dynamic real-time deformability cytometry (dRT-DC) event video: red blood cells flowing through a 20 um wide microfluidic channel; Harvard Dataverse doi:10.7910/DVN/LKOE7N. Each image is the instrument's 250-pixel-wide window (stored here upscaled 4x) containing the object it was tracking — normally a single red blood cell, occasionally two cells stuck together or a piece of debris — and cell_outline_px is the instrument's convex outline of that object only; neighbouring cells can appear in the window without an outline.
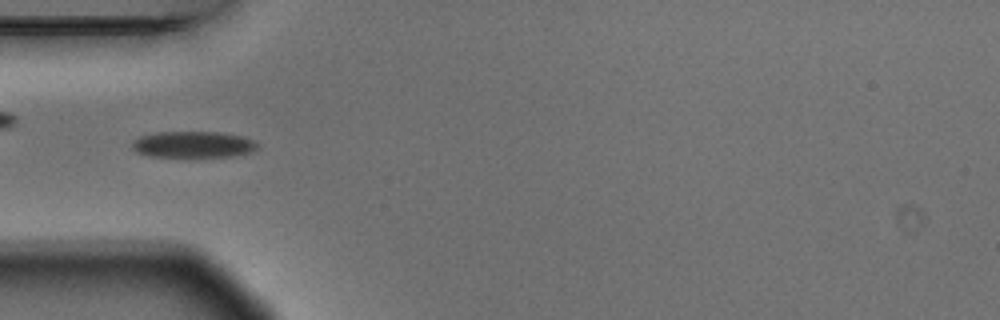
{"species": "Egyptian fruit bat (a non-hibernating species)", "species_latin": "Rousettus aegyptiacus", "temperature_condition": "warm", "stored_images_in_passage": 5, "camera_frame_rate_fps": 3000, "um_per_image_px": 0.085, "animal": {"sex": "male"}, "frame": {"image": 1, "passage_image": 3, "time_ms": 0.667, "image_size_px": [1000, 320], "cell_outline_px": [[260, 144], [252, 152], [232, 156], [148, 156], [136, 152], [132, 148], [132, 140], [140, 136], [156, 132], [220, 132], [244, 136]], "centroid_in_image_um": [16.41, 12.27], "position_along_channel_um": 68.6, "area_um2": 19.25}}
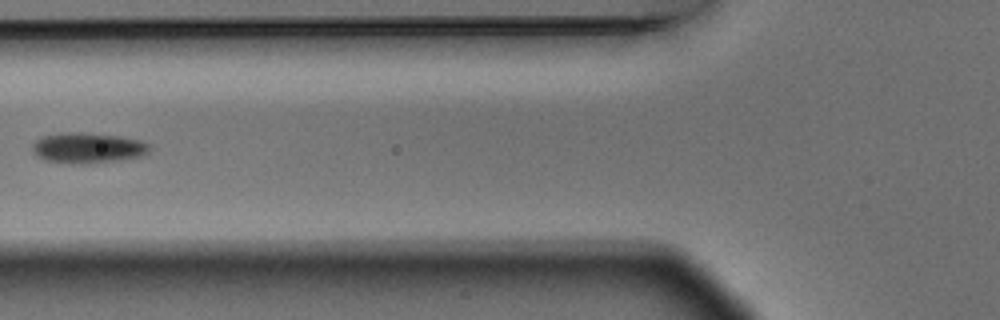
{"frame": {"image": 2, "passage_image": 4, "time_ms": 1.0, "image_size_px": [1000, 320], "cell_outline_px": [[152, 148], [148, 152], [140, 156], [120, 160], [88, 164], [76, 164], [44, 160], [36, 156], [32, 152], [32, 144], [36, 140], [44, 136], [68, 132], [80, 132], [120, 136], [140, 140], [148, 144]], "centroid_in_image_um": [7.45, 12.58], "position_along_channel_um": 118.3, "area_um2": 20.92}}
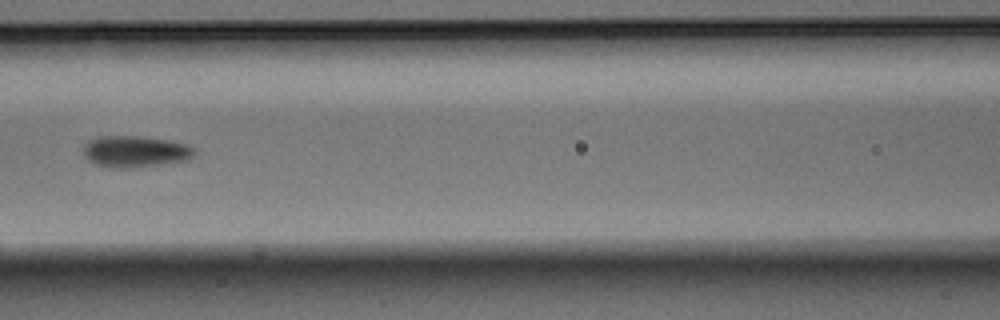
{"frame": {"image": 3, "passage_image": 5, "time_ms": 1.333, "image_size_px": [1000, 320], "cell_outline_px": [[196, 152], [188, 160], [164, 164], [136, 168], [112, 168], [92, 164], [84, 156], [84, 144], [88, 140], [100, 136], [140, 136], [168, 140], [188, 144], [196, 148]], "centroid_in_image_um": [11.5, 12.89], "position_along_channel_um": 155.1, "area_um2": 20.81}}